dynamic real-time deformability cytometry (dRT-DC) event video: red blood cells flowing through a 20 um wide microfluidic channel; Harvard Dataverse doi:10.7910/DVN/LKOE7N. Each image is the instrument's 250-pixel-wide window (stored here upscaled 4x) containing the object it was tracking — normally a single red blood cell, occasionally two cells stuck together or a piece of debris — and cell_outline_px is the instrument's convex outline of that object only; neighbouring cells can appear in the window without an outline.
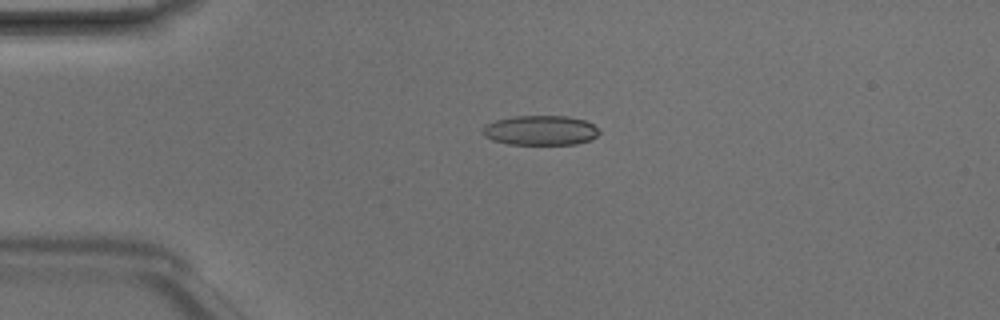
{"species": "Egyptian fruit bat (a non-hibernating species)", "species_latin": "Rousettus aegyptiacus", "temperature_condition": "room temperature", "stored_images_in_passage": 5, "camera_frame_rate_fps": 3000, "um_per_image_px": 0.085, "animal": {"sex": "male"}, "frame": {"image": 1, "passage_image": 3, "time_ms": 0.667, "image_size_px": [1000, 320], "cell_outline_px": [[600, 132], [592, 140], [576, 144], [508, 144], [492, 140], [484, 136], [480, 132], [484, 124], [496, 120], [512, 116], [568, 116], [584, 120], [592, 124]], "centroid_in_image_um": [45.89, 11.08], "position_along_channel_um": 39.1, "area_um2": 20.35}}